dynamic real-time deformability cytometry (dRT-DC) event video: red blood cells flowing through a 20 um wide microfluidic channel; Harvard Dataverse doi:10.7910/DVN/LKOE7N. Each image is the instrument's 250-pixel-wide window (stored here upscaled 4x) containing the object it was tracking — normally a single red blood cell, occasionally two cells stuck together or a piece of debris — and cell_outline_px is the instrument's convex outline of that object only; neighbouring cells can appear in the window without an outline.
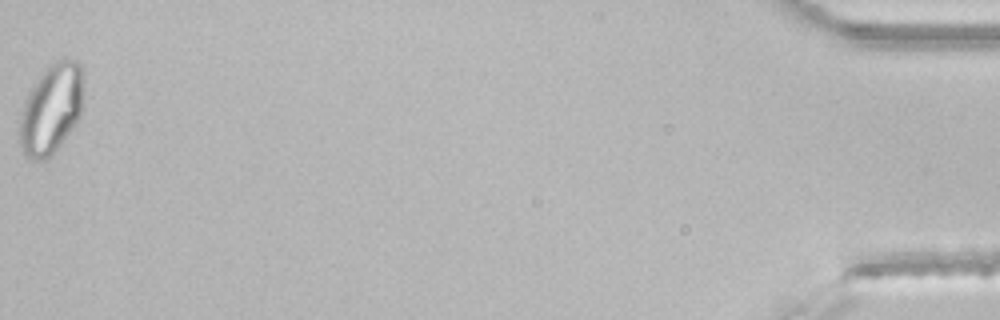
{"species": "common noctule bat (a hibernating species)", "species_latin": "Nyctalus noctula", "temperature_condition": "room temperature", "stored_images_in_passage": 44, "segment_of_instrument_passage": [2, 2], "camera_frame_rate_fps": 3000, "um_per_image_px": 0.085, "animal": {"sex": "male", "body_mass_g": 21.5, "forearm_length_mm": 52.0}, "frame": {"image": 1, "passage_image": 44, "time_ms": 14.333, "image_size_px": [1000, 320], "cell_outline_px": [[84, 80], [80, 116], [72, 128], [48, 160], [32, 160], [24, 152], [20, 144], [20, 120], [24, 104], [28, 92], [36, 80], [48, 64], [52, 60], [64, 56], [76, 60], [84, 68]], "centroid_in_image_um": [4.39, 9.17], "position_along_channel_um": 430.8, "area_um2": 33.81}}